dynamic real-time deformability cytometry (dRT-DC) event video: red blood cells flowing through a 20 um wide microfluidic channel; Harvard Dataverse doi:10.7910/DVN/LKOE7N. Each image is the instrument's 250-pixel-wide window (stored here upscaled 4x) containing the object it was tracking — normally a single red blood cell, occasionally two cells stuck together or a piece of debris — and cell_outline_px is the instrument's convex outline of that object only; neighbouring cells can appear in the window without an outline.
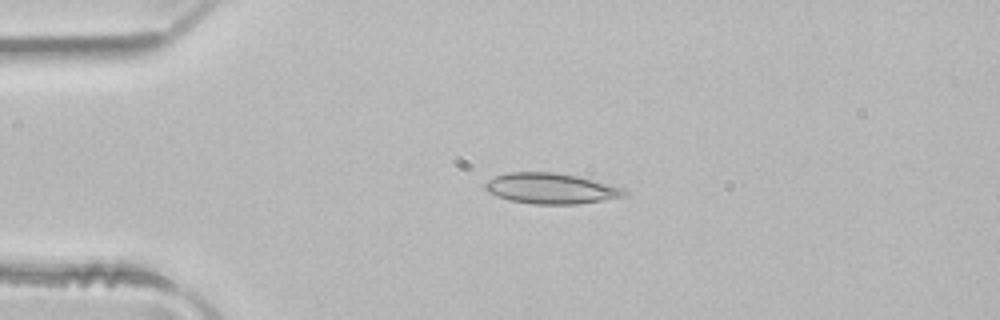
{"species": "common noctule bat (a hibernating species)", "species_latin": "Nyctalus noctula", "temperature_condition": "room temperature", "stored_images_in_passage": 5, "camera_frame_rate_fps": 3000, "um_per_image_px": 0.085, "animal": {"sex": "male", "body_mass_g": 21.5, "forearm_length_mm": 52.0}, "frame": {"image": 1, "passage_image": 3, "time_ms": 0.667, "image_size_px": [1000, 320], "cell_outline_px": [[628, 192], [624, 196], [576, 204], [532, 204], [512, 200], [488, 192], [484, 188], [484, 184], [488, 180], [496, 176], [508, 172], [552, 172], [576, 176], [624, 188]], "centroid_in_image_um": [46.81, 16.01], "position_along_channel_um": 38.2, "area_um2": 24.39}}
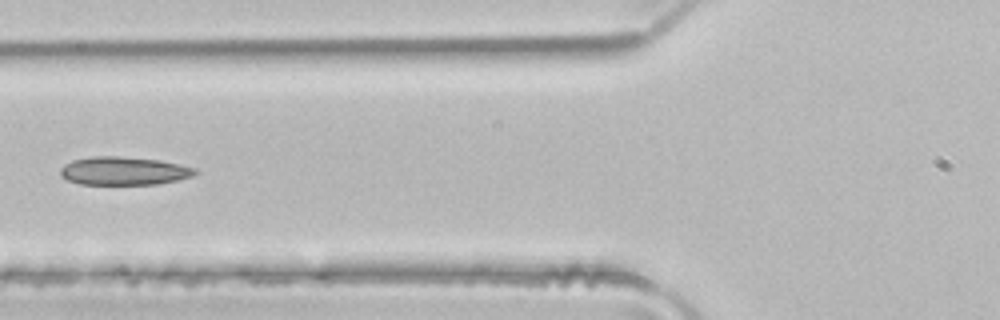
{"frame": {"image": 2, "passage_image": 5, "time_ms": 1.333, "image_size_px": [1000, 320], "cell_outline_px": [[200, 172], [192, 176], [176, 180], [156, 184], [80, 184], [68, 180], [60, 176], [60, 168], [64, 164], [72, 160], [92, 156], [120, 156], [160, 160], [180, 164], [196, 168]], "centroid_in_image_um": [10.52, 14.52], "position_along_channel_um": 115.3, "area_um2": 22.31}}